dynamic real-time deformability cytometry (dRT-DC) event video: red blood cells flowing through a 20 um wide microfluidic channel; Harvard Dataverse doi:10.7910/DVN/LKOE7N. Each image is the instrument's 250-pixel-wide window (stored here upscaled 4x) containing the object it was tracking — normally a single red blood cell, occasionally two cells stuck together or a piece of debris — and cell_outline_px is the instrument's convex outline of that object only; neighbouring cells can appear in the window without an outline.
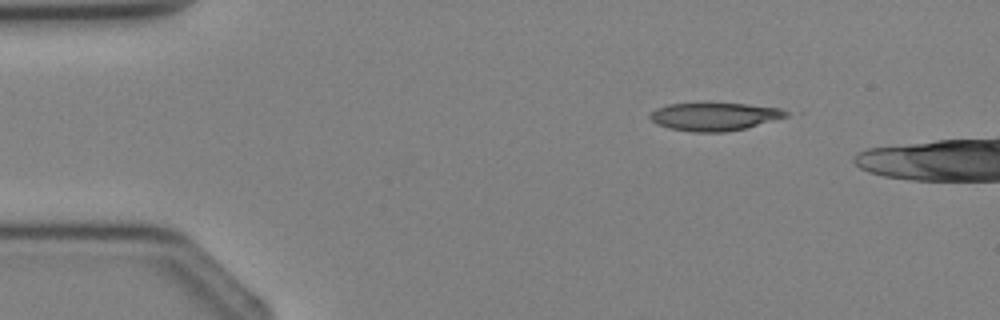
{"species": "Egyptian fruit bat (a non-hibernating species)", "species_latin": "Rousettus aegyptiacus", "temperature_condition": "cold", "stored_images_in_passage": 3, "camera_frame_rate_fps": 3000, "um_per_image_px": 0.085, "animal": {"sex": "female"}, "frame": {"image": 1, "passage_image": 1, "time_ms": 0.0, "image_size_px": [1000, 320], "cell_outline_px": [[788, 116], [744, 128], [724, 132], [692, 132], [668, 128], [656, 124], [648, 116], [656, 108], [668, 104], [704, 100], [748, 104], [780, 108], [788, 112]], "centroid_in_image_um": [60.66, 9.86], "position_along_channel_um": 24.3, "area_um2": 23.0}}